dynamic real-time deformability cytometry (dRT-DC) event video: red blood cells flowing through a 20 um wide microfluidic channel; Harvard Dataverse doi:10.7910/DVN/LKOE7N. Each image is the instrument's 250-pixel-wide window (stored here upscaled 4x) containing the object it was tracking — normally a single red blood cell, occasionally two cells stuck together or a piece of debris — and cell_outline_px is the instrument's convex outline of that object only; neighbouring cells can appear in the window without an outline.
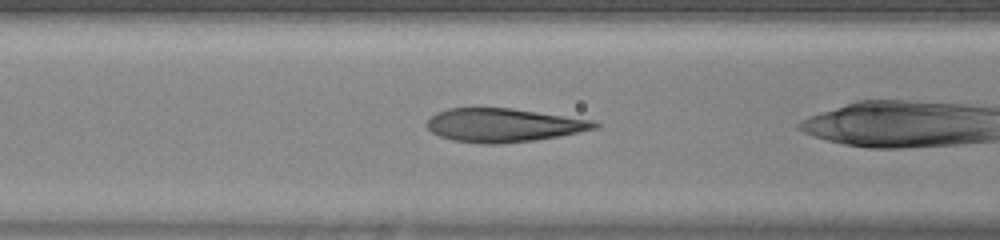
{"species": "human", "species_latin": "Homo sapiens", "temperature_condition": "warm", "stored_images_in_passage": 13, "camera_frame_rate_fps": 3000, "um_per_image_px": 0.085, "donor": {"sex": "female"}, "frame": {"image": 1, "passage_image": 3, "time_ms": 0.667, "image_size_px": [1000, 240], "cell_outline_px": [[600, 124], [596, 128], [560, 136], [536, 140], [496, 144], [484, 144], [452, 140], [440, 136], [432, 132], [428, 128], [428, 120], [436, 112], [448, 108], [512, 108], [596, 120]], "centroid_in_image_um": [42.83, 10.63], "position_along_channel_um": 123.8, "area_um2": 32.83}}
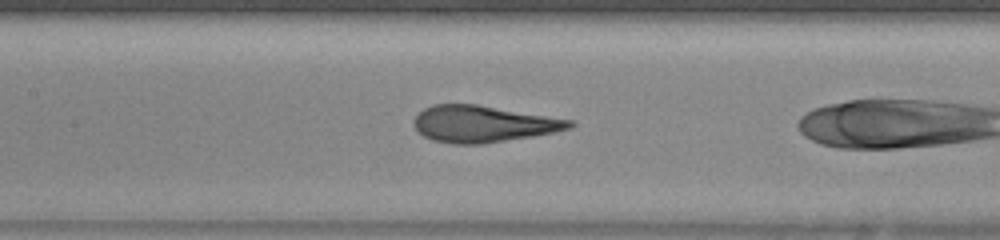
{"frame": {"image": 2, "passage_image": 6, "time_ms": 1.667, "image_size_px": [1000, 240], "cell_outline_px": [[576, 124], [572, 128], [532, 136], [480, 144], [452, 144], [432, 140], [416, 132], [412, 124], [412, 120], [424, 108], [432, 104], [476, 104], [576, 120]], "centroid_in_image_um": [41.05, 10.53], "position_along_channel_um": 166.3, "area_um2": 33.47}}
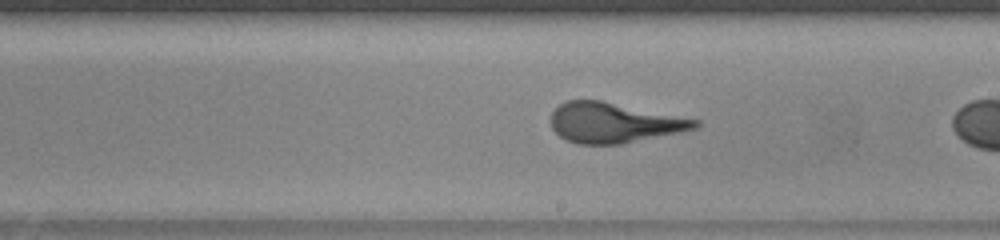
{"frame": {"image": 3, "passage_image": 11, "time_ms": 3.333, "image_size_px": [1000, 240], "cell_outline_px": [[700, 124], [696, 128], [680, 132], [620, 144], [576, 144], [564, 140], [552, 128], [552, 112], [560, 104], [568, 100], [600, 100], [700, 120]], "centroid_in_image_um": [52.17, 10.44], "position_along_channel_um": 236.8, "area_um2": 33.47}}